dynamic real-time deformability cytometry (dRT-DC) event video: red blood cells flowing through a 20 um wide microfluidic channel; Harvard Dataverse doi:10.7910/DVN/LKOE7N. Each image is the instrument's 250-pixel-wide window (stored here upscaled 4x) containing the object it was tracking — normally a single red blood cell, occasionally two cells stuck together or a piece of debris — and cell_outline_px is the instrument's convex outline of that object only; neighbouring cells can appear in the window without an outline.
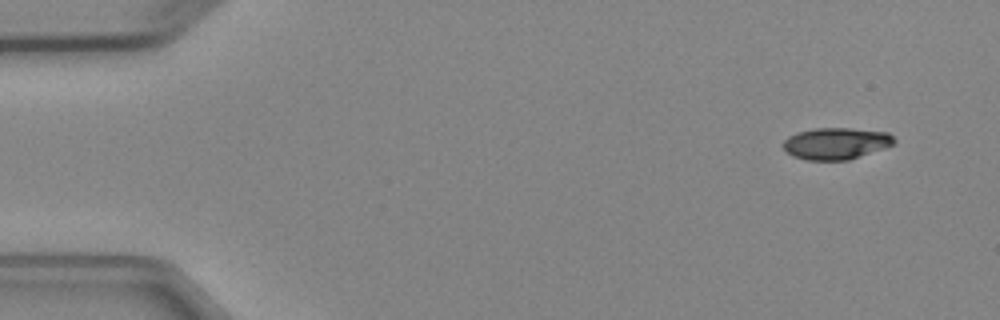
{"species": "Egyptian fruit bat (a non-hibernating species)", "species_latin": "Rousettus aegyptiacus", "temperature_condition": "cold", "stored_images_in_passage": 5, "segment_of_instrument_passage": [1, 2], "camera_frame_rate_fps": 3000, "um_per_image_px": 0.085, "animal": {"sex": "female"}, "frame": {"image": 1, "passage_image": 1, "time_ms": 0.0, "image_size_px": [1000, 320], "cell_outline_px": [[896, 140], [892, 144], [884, 148], [848, 160], [804, 160], [792, 156], [784, 148], [784, 140], [788, 136], [800, 132], [816, 128], [848, 128], [888, 132]], "centroid_in_image_um": [71.06, 12.2], "position_along_channel_um": 13.9, "area_um2": 20.29}}